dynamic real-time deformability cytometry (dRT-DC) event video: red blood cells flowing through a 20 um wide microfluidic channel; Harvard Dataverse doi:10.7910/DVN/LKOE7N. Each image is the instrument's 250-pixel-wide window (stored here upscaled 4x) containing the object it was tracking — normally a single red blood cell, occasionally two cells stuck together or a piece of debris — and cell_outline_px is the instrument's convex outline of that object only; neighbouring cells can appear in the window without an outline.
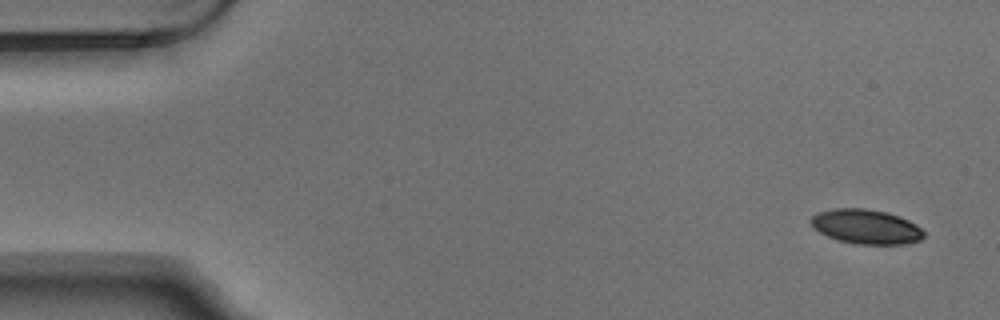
{"species": "Egyptian fruit bat (a non-hibernating species)", "species_latin": "Rousettus aegyptiacus", "temperature_condition": "warm", "stored_images_in_passage": 4, "camera_frame_rate_fps": 3000, "um_per_image_px": 0.085, "animal": {"sex": "male"}, "frame": {"image": 1, "passage_image": 1, "time_ms": 0.0, "image_size_px": [1000, 320], "cell_outline_px": [[924, 236], [920, 240], [904, 244], [856, 244], [840, 240], [828, 236], [820, 232], [808, 220], [812, 216], [820, 212], [836, 208], [864, 208], [888, 212], [908, 220], [916, 224], [924, 232]], "centroid_in_image_um": [73.63, 19.26], "position_along_channel_um": 11.4, "area_um2": 22.54}}
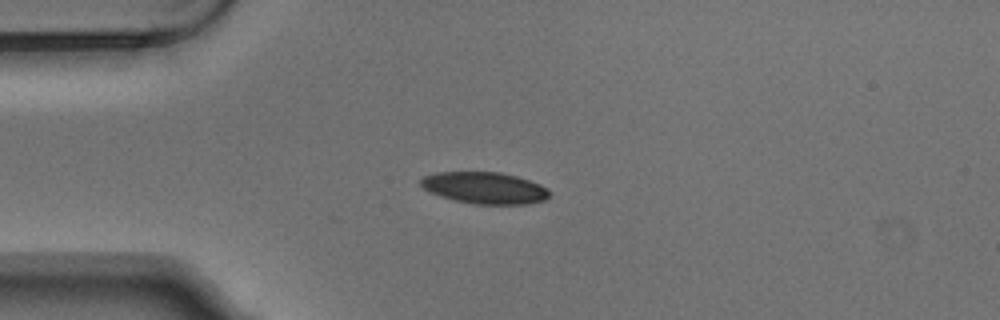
{"frame": {"image": 2, "passage_image": 4, "time_ms": 1.0, "image_size_px": [1000, 320], "cell_outline_px": [[552, 192], [544, 200], [528, 204], [476, 204], [456, 200], [440, 196], [424, 188], [420, 184], [420, 180], [424, 176], [436, 172], [500, 172], [516, 176], [540, 184], [548, 188]], "centroid_in_image_um": [41.22, 15.97], "position_along_channel_um": 43.8, "area_um2": 23.64}}